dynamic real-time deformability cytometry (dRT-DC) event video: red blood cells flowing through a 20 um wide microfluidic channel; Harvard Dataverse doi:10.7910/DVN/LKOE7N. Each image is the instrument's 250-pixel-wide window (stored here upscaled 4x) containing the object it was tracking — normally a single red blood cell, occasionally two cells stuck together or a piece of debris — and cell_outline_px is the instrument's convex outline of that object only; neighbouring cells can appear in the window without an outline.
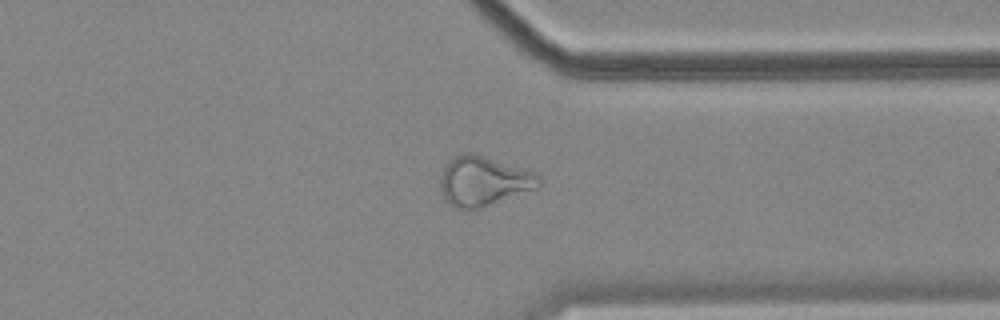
{"species": "common noctule bat (a hibernating species)", "species_latin": "Nyctalus noctula", "temperature_condition": "cold", "stored_images_in_passage": 56, "camera_frame_rate_fps": 3000, "um_per_image_px": 0.085, "animal": {"sex": "female", "body_mass_g": 18.4}, "frame": {"image": 1, "passage_image": 43, "time_ms": 14.0, "image_size_px": [1000, 320], "cell_outline_px": [[540, 188], [480, 208], [456, 208], [448, 204], [444, 200], [440, 188], [440, 176], [444, 168], [456, 156], [464, 152], [472, 152], [536, 172], [540, 176]], "centroid_in_image_um": [41.13, 15.4], "position_along_channel_um": 370.3, "area_um2": 28.61}}
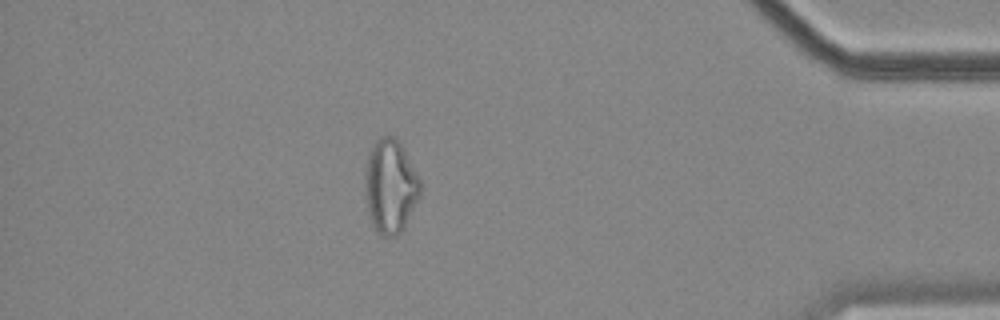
{"frame": {"image": 2, "passage_image": 49, "time_ms": 16.0, "image_size_px": [1000, 320], "cell_outline_px": [[420, 196], [404, 228], [396, 236], [384, 236], [372, 224], [368, 216], [364, 188], [364, 168], [368, 152], [376, 140], [380, 136], [392, 136], [404, 148], [420, 180]], "centroid_in_image_um": [33.15, 15.82], "position_along_channel_um": 402.1, "area_um2": 30.4}}